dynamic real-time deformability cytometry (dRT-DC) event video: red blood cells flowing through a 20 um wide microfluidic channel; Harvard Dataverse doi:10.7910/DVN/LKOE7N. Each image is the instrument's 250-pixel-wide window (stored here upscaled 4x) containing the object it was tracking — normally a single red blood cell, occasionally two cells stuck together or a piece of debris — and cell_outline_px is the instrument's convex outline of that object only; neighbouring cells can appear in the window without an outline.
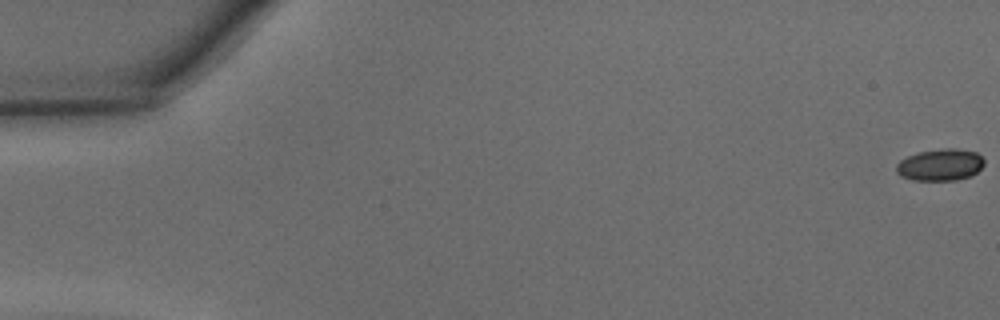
{"species": "common noctule bat (a hibernating species)", "species_latin": "Nyctalus noctula", "temperature_condition": "warm", "stored_images_in_passage": 48, "camera_frame_rate_fps": 3000, "um_per_image_px": 0.085, "animal": {"sex": "male", "body_mass_g": 15.6}, "frame": {"image": 1, "passage_image": 1, "time_ms": 0.0, "image_size_px": [1000, 320], "cell_outline_px": [[984, 164], [972, 176], [956, 180], [912, 180], [900, 176], [896, 172], [896, 164], [900, 160], [908, 156], [920, 152], [948, 148], [956, 148], [976, 152], [984, 160]], "centroid_in_image_um": [79.91, 14.02], "position_along_channel_um": 5.1, "area_um2": 16.24}}
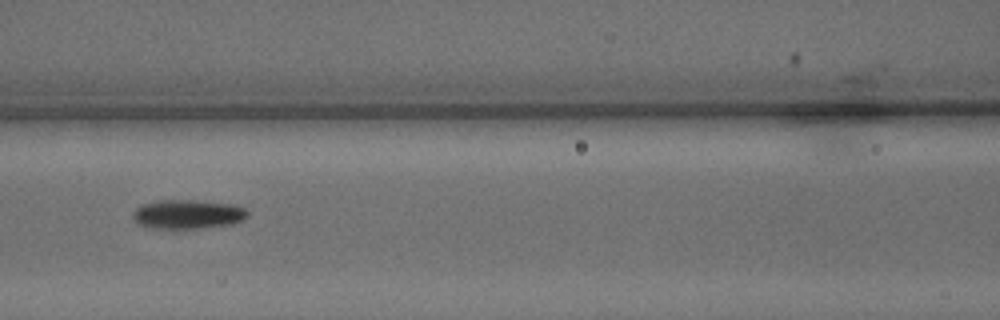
{"frame": {"image": 2, "passage_image": 22, "time_ms": 7.0, "image_size_px": [1000, 320], "cell_outline_px": [[248, 216], [244, 220], [232, 224], [200, 228], [144, 228], [136, 224], [132, 220], [132, 212], [140, 204], [160, 200], [196, 200], [232, 204], [244, 208], [248, 212]], "centroid_in_image_um": [15.89, 18.21], "position_along_channel_um": 150.7, "area_um2": 19.83}}
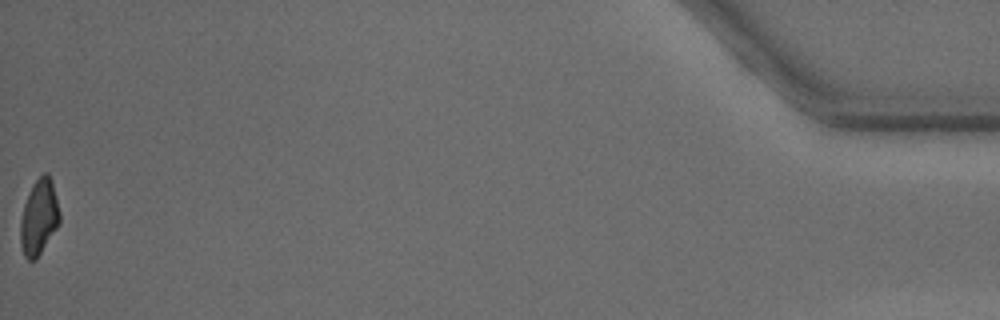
{"frame": {"image": 3, "passage_image": 48, "time_ms": 15.667, "image_size_px": [1000, 320], "cell_outline_px": [[60, 224], [36, 260], [28, 260], [24, 256], [20, 244], [20, 220], [24, 204], [32, 184], [44, 172], [48, 172], [52, 180], [60, 212]], "centroid_in_image_um": [3.32, 18.47], "position_along_channel_um": 431.9, "area_um2": 17.51}, "authors_computed_cell_mechanics": {"area_um2": 18.1203, "velocity_mm_per_s": 4.3593, "shape_relaxation_time_tau1_ms": 3.1687, "shape_relaxation_time_tau2_ms": 8.3288, "deformation_change_tau1": 0.1365, "deformation_change_tau2": 0.1789}}